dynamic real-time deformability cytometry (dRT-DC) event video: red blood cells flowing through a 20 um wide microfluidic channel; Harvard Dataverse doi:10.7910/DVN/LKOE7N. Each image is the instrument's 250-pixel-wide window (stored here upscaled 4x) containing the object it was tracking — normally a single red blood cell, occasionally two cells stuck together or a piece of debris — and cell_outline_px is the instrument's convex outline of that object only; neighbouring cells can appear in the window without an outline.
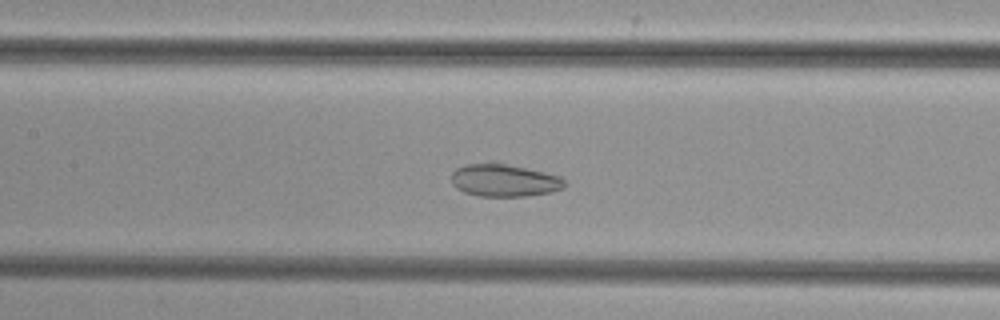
{"species": "common noctule bat (a hibernating species)", "species_latin": "Nyctalus noctula", "temperature_condition": "cold", "stored_images_in_passage": 47, "camera_frame_rate_fps": 3000, "um_per_image_px": 0.085, "animal": {"sex": "female", "body_mass_g": 29.2, "forearm_length_mm": 56.3}, "frame": {"image": 1, "passage_image": 20, "time_ms": 6.333, "image_size_px": [1000, 320], "cell_outline_px": [[564, 188], [552, 192], [524, 196], [480, 196], [464, 192], [456, 188], [452, 184], [452, 172], [456, 168], [464, 164], [492, 160], [496, 160], [560, 176], [564, 180]], "centroid_in_image_um": [42.82, 15.28], "position_along_channel_um": 164.6, "area_um2": 22.08}}
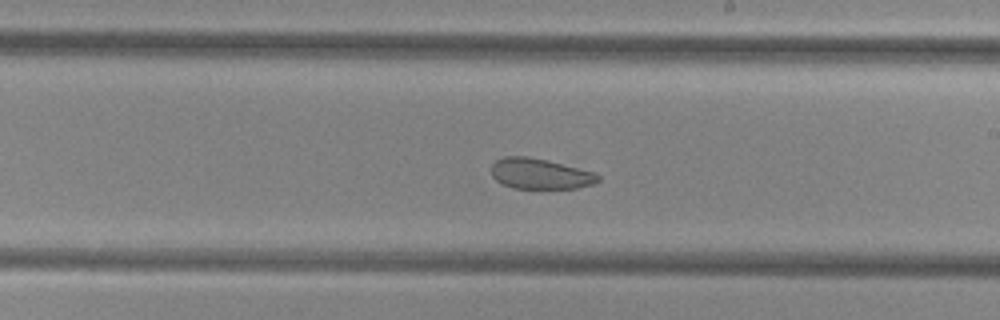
{"frame": {"image": 2, "passage_image": 26, "time_ms": 8.333, "image_size_px": [1000, 320], "cell_outline_px": [[600, 180], [596, 184], [576, 188], [512, 188], [496, 180], [492, 176], [492, 164], [496, 160], [504, 156], [528, 156], [548, 160], [596, 172], [600, 176]], "centroid_in_image_um": [45.95, 14.76], "position_along_channel_um": 243.1, "area_um2": 19.19}}
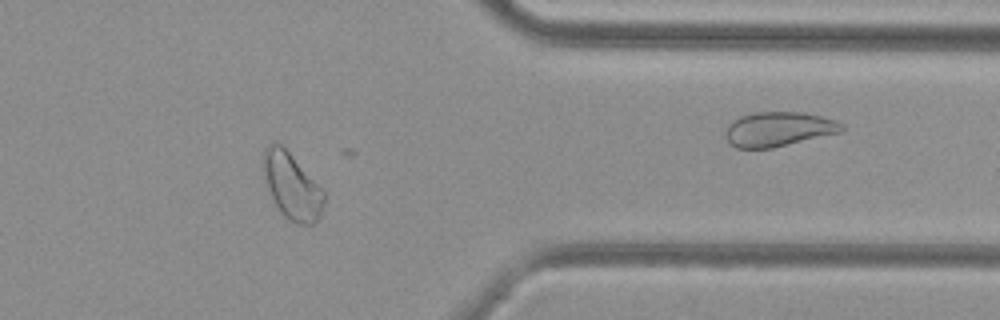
{"frame": {"image": 3, "passage_image": 38, "time_ms": 12.333, "image_size_px": [1000, 320], "cell_outline_px": [[324, 208], [320, 216], [312, 224], [296, 224], [288, 220], [284, 216], [276, 204], [268, 188], [264, 172], [264, 148], [272, 140], [280, 144], [292, 156], [324, 192]], "centroid_in_image_um": [24.81, 15.84], "position_along_channel_um": 386.6, "area_um2": 22.77}}